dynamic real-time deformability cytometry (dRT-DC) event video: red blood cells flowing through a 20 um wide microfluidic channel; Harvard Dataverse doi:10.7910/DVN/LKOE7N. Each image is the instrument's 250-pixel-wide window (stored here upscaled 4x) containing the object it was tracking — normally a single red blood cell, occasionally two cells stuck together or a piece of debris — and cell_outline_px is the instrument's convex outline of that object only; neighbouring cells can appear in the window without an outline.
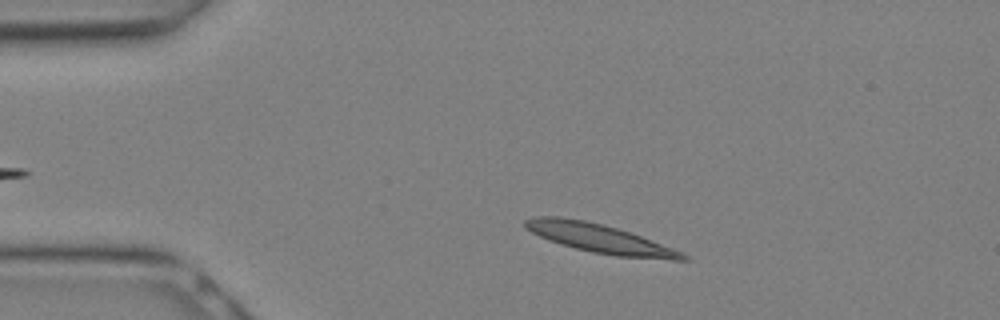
{"species": "Egyptian fruit bat (a non-hibernating species)", "species_latin": "Rousettus aegyptiacus", "temperature_condition": "warm", "stored_images_in_passage": 9, "camera_frame_rate_fps": 3000, "um_per_image_px": 0.085, "animal": {"sex": "female"}, "frame": {"image": 1, "passage_image": 3, "time_ms": 0.667, "image_size_px": [1000, 320], "cell_outline_px": [[692, 260], [672, 260], [616, 256], [592, 252], [560, 244], [548, 240], [524, 228], [524, 220], [536, 216], [560, 216], [584, 220], [616, 228], [640, 236], [684, 252]], "centroid_in_image_um": [50.98, 20.28], "position_along_channel_um": 34.0, "area_um2": 26.36}}
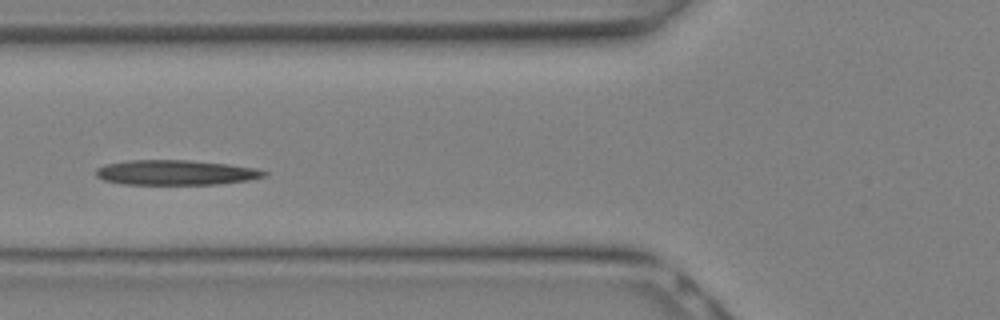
{"frame": {"image": 2, "passage_image": 8, "time_ms": 2.333, "image_size_px": [1000, 320], "cell_outline_px": [[268, 172], [264, 176], [248, 180], [216, 184], [120, 184], [104, 180], [96, 176], [96, 168], [104, 164], [128, 160], [188, 160], [228, 164], [256, 168]], "centroid_in_image_um": [14.89, 14.66], "position_along_channel_um": 110.9, "area_um2": 24.45}}